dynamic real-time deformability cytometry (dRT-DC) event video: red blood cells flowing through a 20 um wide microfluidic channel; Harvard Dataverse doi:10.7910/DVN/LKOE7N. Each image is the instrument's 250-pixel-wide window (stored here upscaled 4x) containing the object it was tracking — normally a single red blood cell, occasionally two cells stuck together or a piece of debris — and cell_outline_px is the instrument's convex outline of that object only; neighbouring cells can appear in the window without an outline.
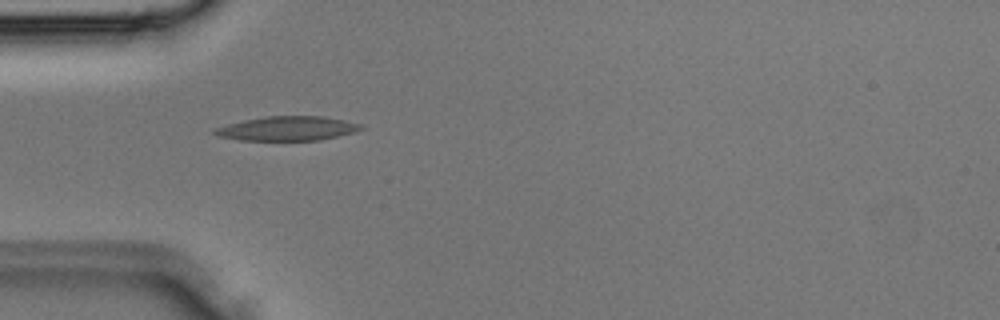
{"species": "Egyptian fruit bat (a non-hibernating species)", "species_latin": "Rousettus aegyptiacus", "temperature_condition": "room temperature", "stored_images_in_passage": 27, "camera_frame_rate_fps": 3000, "um_per_image_px": 0.085, "animal": {"sex": "male"}, "frame": {"image": 1, "passage_image": 3, "time_ms": 0.667, "image_size_px": [1000, 320], "cell_outline_px": [[364, 128], [356, 132], [320, 140], [240, 140], [216, 136], [212, 132], [216, 128], [228, 124], [244, 120], [268, 116], [324, 116], [344, 120], [360, 124]], "centroid_in_image_um": [24.44, 10.92], "position_along_channel_um": 60.6, "area_um2": 20.63}}
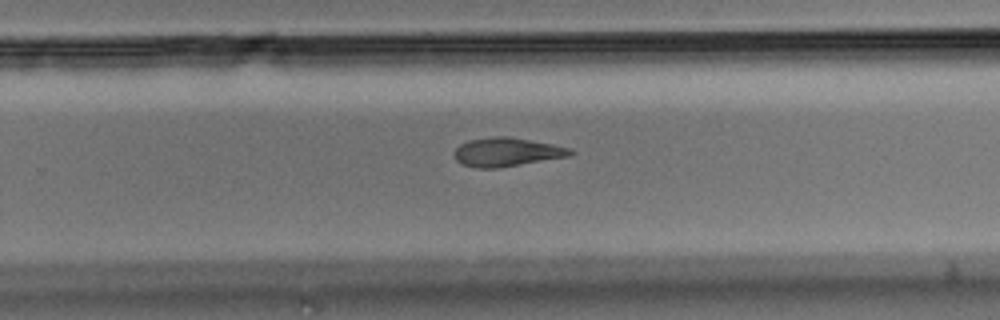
{"frame": {"image": 2, "passage_image": 15, "time_ms": 4.667, "image_size_px": [1000, 320], "cell_outline_px": [[576, 152], [568, 156], [496, 168], [476, 168], [464, 164], [456, 160], [452, 156], [452, 152], [460, 144], [468, 140], [492, 136], [508, 136], [552, 144], [568, 148]], "centroid_in_image_um": [43.0, 12.91], "position_along_channel_um": 286.8, "area_um2": 19.31}}
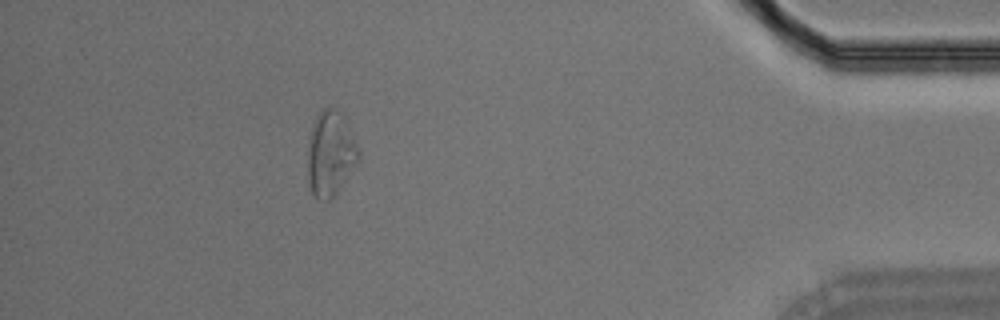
{"frame": {"image": 3, "passage_image": 24, "time_ms": 7.667, "image_size_px": [1000, 320], "cell_outline_px": [[360, 160], [336, 192], [328, 200], [324, 200], [316, 196], [312, 192], [308, 184], [308, 148], [312, 124], [316, 116], [324, 108], [332, 108], [344, 116], [360, 148]], "centroid_in_image_um": [28.11, 13.03], "position_along_channel_um": 407.1, "area_um2": 25.03}}